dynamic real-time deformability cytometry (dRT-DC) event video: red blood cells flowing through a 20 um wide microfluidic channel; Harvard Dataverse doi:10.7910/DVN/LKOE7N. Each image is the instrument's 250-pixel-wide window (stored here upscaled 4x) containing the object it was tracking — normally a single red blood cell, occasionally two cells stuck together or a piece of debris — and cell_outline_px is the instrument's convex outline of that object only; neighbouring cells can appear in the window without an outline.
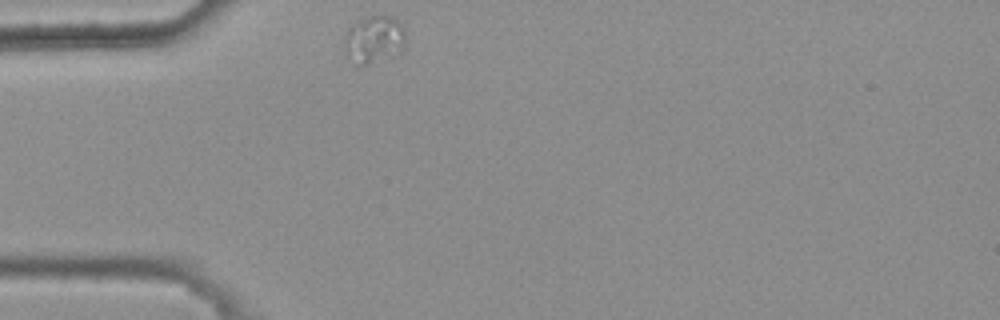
{"species": "common noctule bat (a hibernating species)", "species_latin": "Nyctalus noctula", "temperature_condition": "warm", "stored_images_in_passage": 1, "camera_frame_rate_fps": 3000, "um_per_image_px": 0.085, "animal": {"sex": "female", "body_mass_g": 25.1}, "frame": {"image": 1, "passage_image": 1, "time_ms": 0.0, "image_size_px": [1000, 320], "cell_outline_px": [[408, 48], [404, 52], [360, 68], [348, 56], [344, 48], [344, 36], [348, 28], [360, 20], [368, 16], [392, 16], [404, 28], [408, 44]], "centroid_in_image_um": [31.86, 3.4], "position_along_channel_um": 53.1, "area_um2": 17.63}}